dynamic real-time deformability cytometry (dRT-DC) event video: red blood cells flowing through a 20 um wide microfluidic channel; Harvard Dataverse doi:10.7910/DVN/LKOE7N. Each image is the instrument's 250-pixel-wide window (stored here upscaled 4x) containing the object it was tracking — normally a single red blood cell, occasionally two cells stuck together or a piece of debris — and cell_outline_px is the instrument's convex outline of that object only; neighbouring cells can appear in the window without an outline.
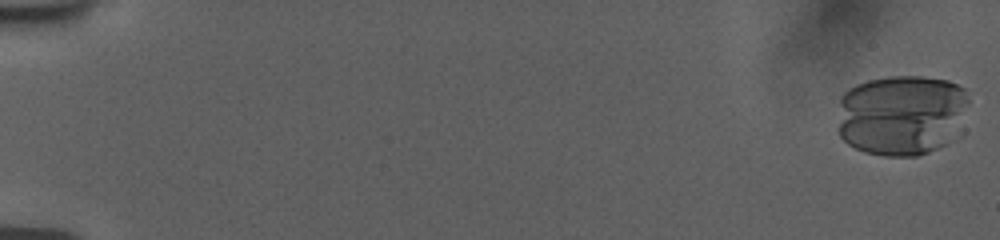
{"species": "human", "species_latin": "Homo sapiens", "temperature_condition": "room temperature", "stored_images_in_passage": 56, "camera_frame_rate_fps": 3000, "um_per_image_px": 0.085, "donor": {"sex": "female"}, "frame": {"image": 1, "passage_image": 1, "time_ms": 0.0, "image_size_px": [1000, 240], "cell_outline_px": [[968, 104], [944, 144], [928, 152], [916, 156], [884, 156], [864, 152], [848, 144], [840, 136], [840, 100], [844, 92], [848, 88], [856, 84], [868, 80], [888, 76], [924, 76], [948, 80], [964, 88], [968, 100]], "centroid_in_image_um": [76.56, 9.73], "position_along_channel_um": 8.4, "area_um2": 61.04}}
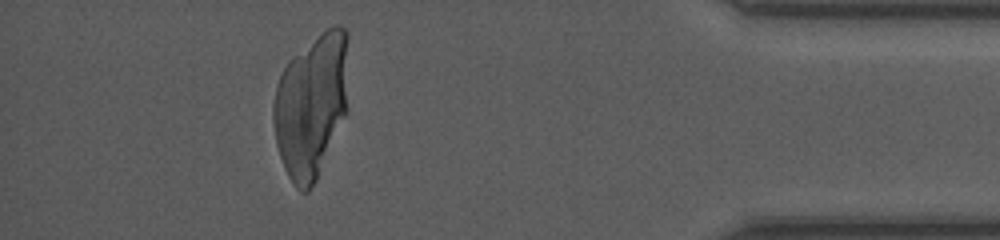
{"frame": {"image": 2, "passage_image": 51, "time_ms": 16.667, "image_size_px": [1000, 240], "cell_outline_px": [[348, 108], [316, 180], [308, 192], [300, 192], [292, 184], [284, 168], [276, 144], [272, 120], [272, 104], [276, 84], [288, 60], [292, 56], [328, 28], [336, 24], [340, 24], [348, 32]], "centroid_in_image_um": [26.46, 8.94], "position_along_channel_um": 408.7, "area_um2": 63.64}}